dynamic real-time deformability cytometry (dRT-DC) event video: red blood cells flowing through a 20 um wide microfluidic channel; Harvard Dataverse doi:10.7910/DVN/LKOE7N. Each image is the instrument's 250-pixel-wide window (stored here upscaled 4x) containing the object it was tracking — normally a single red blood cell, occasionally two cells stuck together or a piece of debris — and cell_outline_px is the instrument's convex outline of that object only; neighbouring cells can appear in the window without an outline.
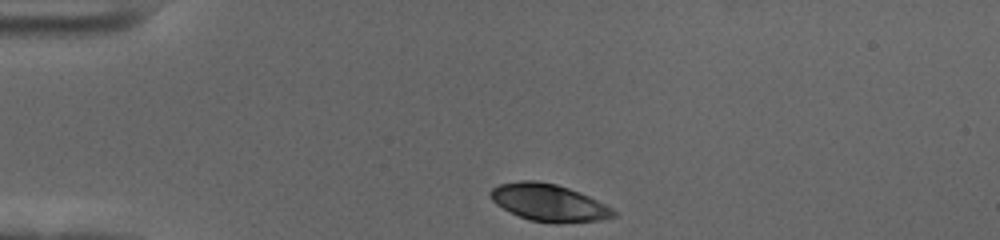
{"species": "human", "species_latin": "Homo sapiens", "temperature_condition": "cold", "stored_images_in_passage": 37, "camera_frame_rate_fps": 3000, "um_per_image_px": 0.085, "donor": {"sex": "female"}, "frame": {"image": 1, "passage_image": 1, "time_ms": 0.0, "image_size_px": [1000, 240], "cell_outline_px": [[616, 216], [600, 220], [528, 220], [496, 204], [488, 196], [488, 192], [492, 188], [500, 184], [520, 180], [532, 180], [556, 184], [580, 192], [612, 208], [616, 212]], "centroid_in_image_um": [46.59, 17.16], "position_along_channel_um": 38.4, "area_um2": 25.61}}
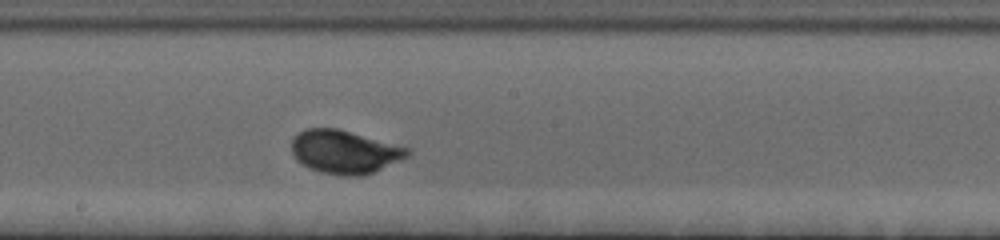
{"frame": {"image": 2, "passage_image": 20, "time_ms": 6.333, "image_size_px": [1000, 240], "cell_outline_px": [[412, 152], [408, 156], [372, 172], [360, 176], [344, 176], [320, 172], [308, 168], [296, 160], [292, 152], [292, 140], [300, 132], [308, 128], [336, 128], [412, 148]], "centroid_in_image_um": [29.29, 12.91], "position_along_channel_um": 218.9, "area_um2": 29.13}}
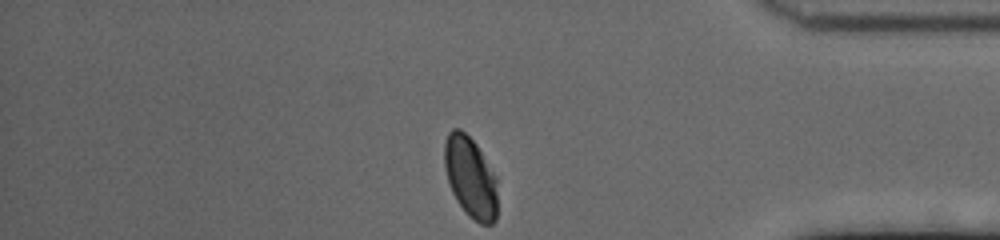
{"frame": {"image": 3, "passage_image": 37, "time_ms": 12.0, "image_size_px": [1000, 240], "cell_outline_px": [[496, 220], [492, 224], [480, 224], [468, 216], [464, 212], [456, 200], [452, 192], [444, 168], [444, 144], [448, 132], [452, 128], [460, 128], [476, 144], [496, 176]], "centroid_in_image_um": [39.97, 15.07], "position_along_channel_um": 395.2, "area_um2": 25.09}, "authors_computed_cell_mechanics": {"area_um2": 27.6284, "velocity_mm_per_s": 3.5089, "shape_relaxation_time_tau1_ms": 2.797, "shape_relaxation_time_tau2_ms": null, "deformation_change_tau1": 0.1522, "deformation_change_tau2": null}}